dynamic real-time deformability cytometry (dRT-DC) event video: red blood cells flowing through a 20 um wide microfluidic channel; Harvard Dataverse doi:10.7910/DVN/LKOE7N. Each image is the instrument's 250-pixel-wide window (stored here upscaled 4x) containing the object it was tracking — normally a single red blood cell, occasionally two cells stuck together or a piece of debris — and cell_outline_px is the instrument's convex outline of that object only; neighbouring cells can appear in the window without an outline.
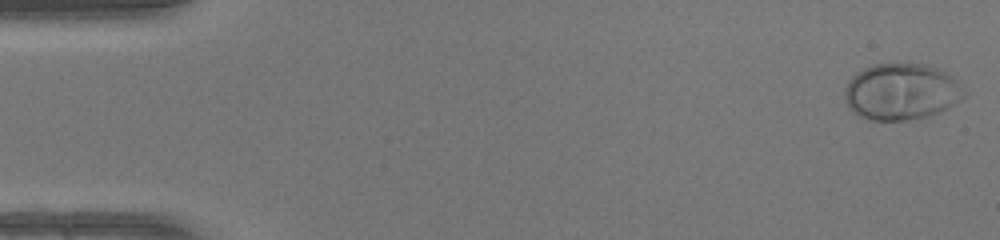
{"species": "human", "species_latin": "Homo sapiens", "temperature_condition": "warm", "stored_images_in_passage": 48, "camera_frame_rate_fps": 3000, "um_per_image_px": 0.085, "donor": {"sex": "female"}, "frame": {"image": 1, "passage_image": 1, "time_ms": 0.0, "image_size_px": [1000, 240], "cell_outline_px": [[968, 92], [960, 100], [928, 116], [908, 120], [868, 120], [852, 112], [848, 108], [844, 100], [844, 88], [848, 80], [852, 76], [864, 68], [872, 64], [928, 64], [944, 72], [956, 80]], "centroid_in_image_um": [76.56, 7.8], "position_along_channel_um": 8.4, "area_um2": 39.3}}
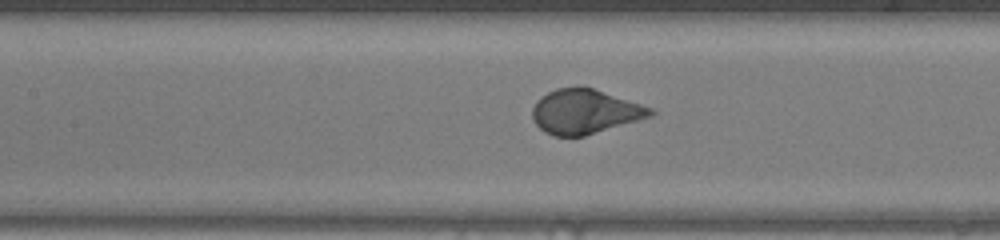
{"frame": {"image": 2, "passage_image": 22, "time_ms": 7.0, "image_size_px": [1000, 240], "cell_outline_px": [[656, 112], [652, 116], [584, 136], [552, 136], [544, 132], [536, 124], [532, 116], [532, 108], [536, 100], [540, 96], [556, 88], [592, 88], [652, 108]], "centroid_in_image_um": [49.68, 9.5], "position_along_channel_um": 157.7, "area_um2": 30.23}}
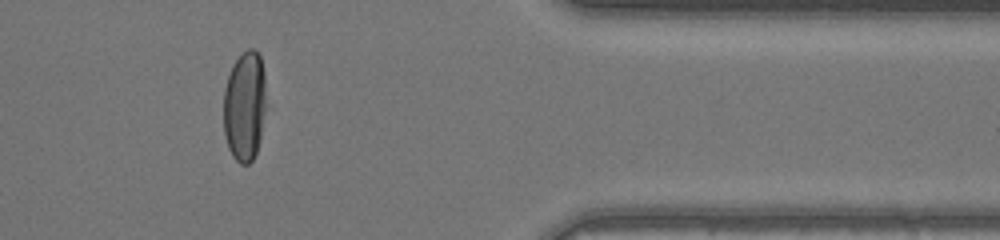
{"frame": {"image": 3, "passage_image": 40, "time_ms": 13.0, "image_size_px": [1000, 240], "cell_outline_px": [[264, 112], [260, 140], [256, 152], [252, 160], [248, 164], [240, 164], [232, 156], [228, 148], [224, 132], [224, 88], [232, 64], [248, 48], [252, 48], [260, 56], [264, 76]], "centroid_in_image_um": [20.77, 9.04], "position_along_channel_um": 390.6, "area_um2": 27.05}, "authors_computed_cell_mechanics": {"area_um2": 32.1368, "velocity_mm_per_s": 4.2705, "shape_relaxation_time_tau1_ms": 2.2239, "shape_relaxation_time_tau2_ms": null, "deformation_change_tau1": 0.2277, "deformation_change_tau2": null}}